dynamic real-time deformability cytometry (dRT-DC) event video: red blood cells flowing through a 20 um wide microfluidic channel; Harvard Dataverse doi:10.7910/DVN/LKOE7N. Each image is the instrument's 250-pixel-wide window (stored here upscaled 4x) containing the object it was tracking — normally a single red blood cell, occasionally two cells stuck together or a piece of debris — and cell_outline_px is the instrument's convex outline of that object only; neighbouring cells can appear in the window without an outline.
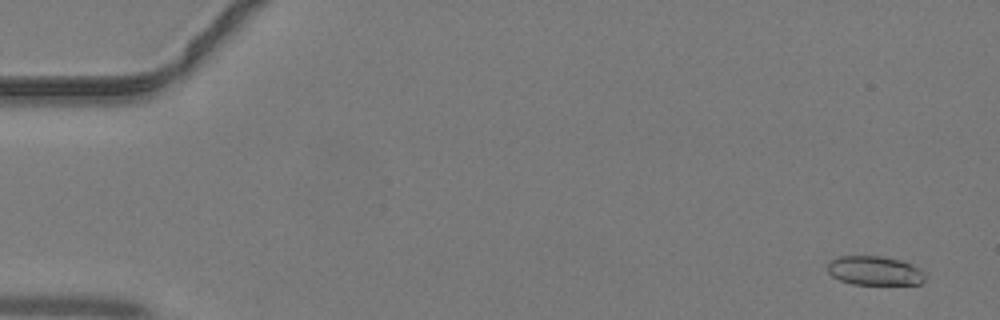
{"species": "common noctule bat (a hibernating species)", "species_latin": "Nyctalus noctula", "temperature_condition": "warm", "stored_images_in_passage": 35, "camera_frame_rate_fps": 3000, "um_per_image_px": 0.085, "animal": {"sex": "male", "body_mass_g": 19.2, "forearm_length_mm": 51.8}, "frame": {"image": 1, "passage_image": 3, "time_ms": 0.667, "image_size_px": [1000, 320], "cell_outline_px": [[924, 280], [920, 284], [852, 284], [840, 280], [832, 276], [828, 272], [828, 264], [832, 260], [840, 256], [884, 256], [900, 260], [912, 264], [920, 268], [924, 272]], "centroid_in_image_um": [74.36, 23.0], "position_along_channel_um": 10.6, "area_um2": 16.53}}
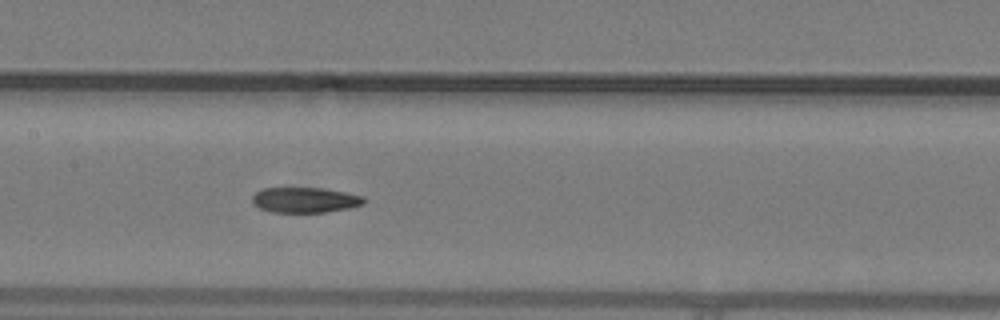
{"frame": {"image": 2, "passage_image": 23, "time_ms": 7.333, "image_size_px": [1000, 320], "cell_outline_px": [[364, 204], [348, 208], [324, 212], [272, 212], [260, 208], [252, 204], [252, 196], [256, 192], [264, 188], [320, 188], [344, 192], [364, 196]], "centroid_in_image_um": [25.9, 17.0], "position_along_channel_um": 181.5, "area_um2": 16.36}}
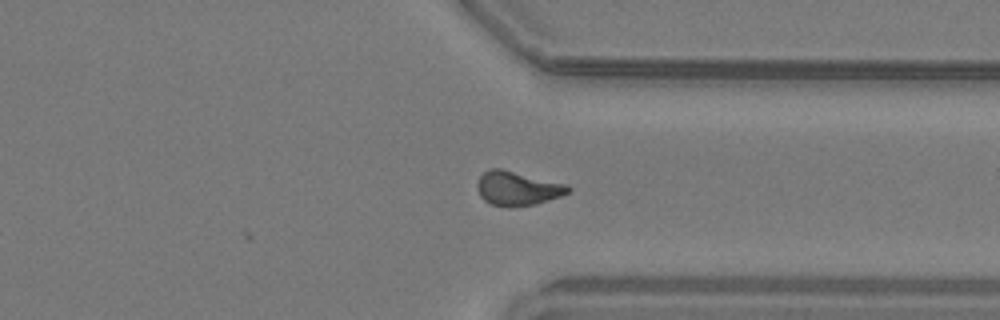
{"frame": {"image": 3, "passage_image": 35, "time_ms": 11.333, "image_size_px": [1000, 320], "cell_outline_px": [[572, 188], [568, 192], [560, 196], [536, 204], [512, 208], [508, 208], [492, 204], [484, 200], [480, 196], [476, 188], [476, 184], [480, 176], [488, 168], [504, 168], [568, 184]], "centroid_in_image_um": [43.97, 16.0], "position_along_channel_um": 367.4, "area_um2": 18.55}}